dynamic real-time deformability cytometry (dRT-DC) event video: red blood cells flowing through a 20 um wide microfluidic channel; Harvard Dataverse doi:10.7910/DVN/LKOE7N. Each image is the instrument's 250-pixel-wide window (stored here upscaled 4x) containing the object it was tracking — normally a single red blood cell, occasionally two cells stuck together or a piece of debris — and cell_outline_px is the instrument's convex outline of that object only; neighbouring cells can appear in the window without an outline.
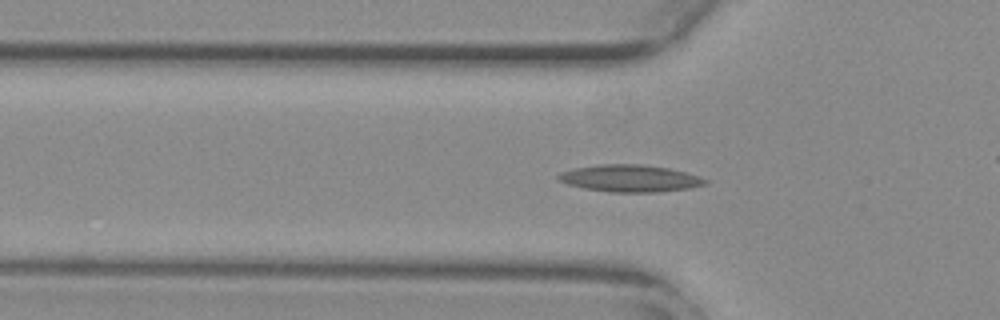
{"species": "common noctule bat (a hibernating species)", "species_latin": "Nyctalus noctula", "temperature_condition": "warm", "stored_images_in_passage": 40, "camera_frame_rate_fps": 3000, "um_per_image_px": 0.085, "animal": {"sex": "female", "body_mass_g": 29.2, "forearm_length_mm": 56.3}, "frame": {"image": 1, "passage_image": 9, "time_ms": 2.667, "image_size_px": [1000, 320], "cell_outline_px": [[708, 180], [704, 184], [692, 188], [656, 192], [612, 192], [584, 188], [568, 184], [560, 180], [556, 176], [560, 172], [576, 168], [600, 164], [640, 164], [668, 168], [700, 176]], "centroid_in_image_um": [53.56, 15.16], "position_along_channel_um": 72.2, "area_um2": 22.95}}
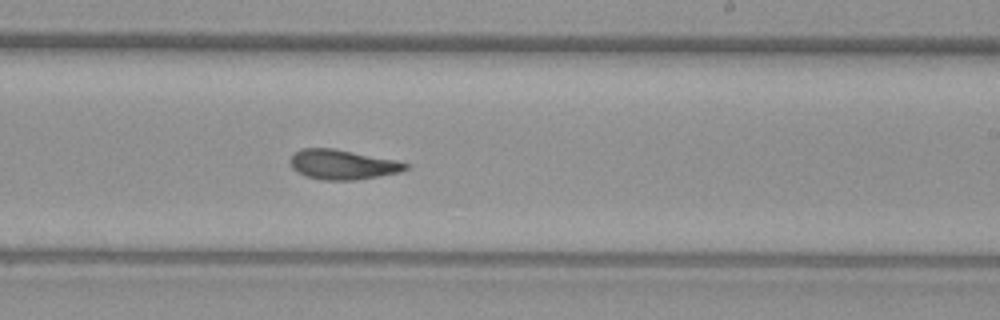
{"frame": {"image": 2, "passage_image": 24, "time_ms": 7.667, "image_size_px": [1000, 320], "cell_outline_px": [[408, 168], [400, 172], [380, 176], [356, 180], [324, 180], [304, 176], [296, 172], [292, 168], [288, 160], [300, 148], [332, 148], [396, 160], [408, 164]], "centroid_in_image_um": [29.08, 13.99], "position_along_channel_um": 259.9, "area_um2": 20.06}}
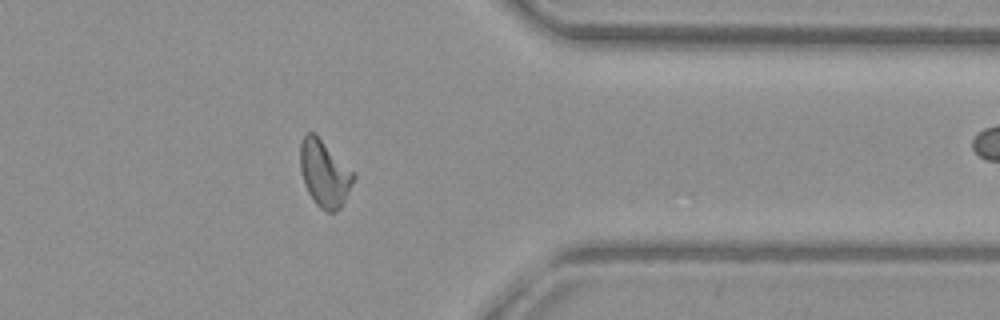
{"frame": {"image": 3, "passage_image": 35, "time_ms": 11.333, "image_size_px": [1000, 320], "cell_outline_px": [[356, 176], [340, 208], [336, 212], [328, 212], [320, 208], [312, 200], [304, 184], [300, 168], [300, 144], [304, 136], [308, 132], [312, 132], [356, 172]], "centroid_in_image_um": [27.58, 14.77], "position_along_channel_um": 383.8, "area_um2": 20.58}, "authors_computed_cell_mechanics": {"area_um2": 20.4034, "velocity_mm_per_s": 3.7484, "shape_relaxation_time_tau1_ms": null, "shape_relaxation_time_tau2_ms": 2.6147, "deformation_change_tau1": null, "deformation_change_tau2": 0.1038}}